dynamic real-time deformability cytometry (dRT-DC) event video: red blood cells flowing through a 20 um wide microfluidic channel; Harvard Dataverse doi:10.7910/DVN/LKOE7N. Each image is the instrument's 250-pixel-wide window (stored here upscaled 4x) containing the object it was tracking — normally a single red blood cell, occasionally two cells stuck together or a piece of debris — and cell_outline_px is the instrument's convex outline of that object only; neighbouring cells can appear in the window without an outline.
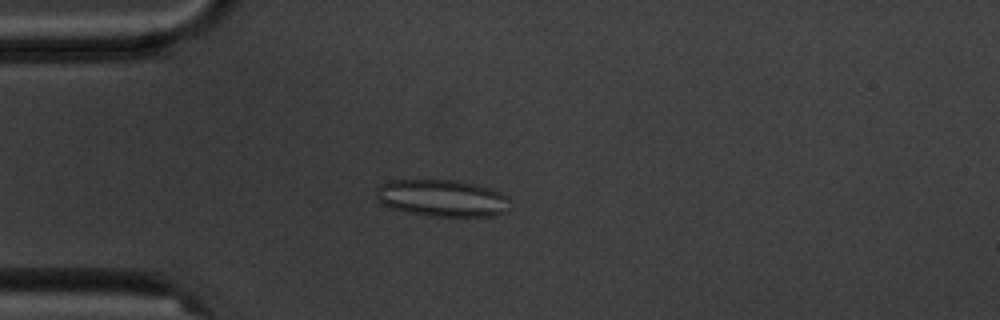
{"species": "common noctule bat (a hibernating species)", "species_latin": "Nyctalus noctula", "temperature_condition": "cold", "stored_images_in_passage": 4, "camera_frame_rate_fps": 3000, "um_per_image_px": 0.085, "animal": {"sex": "male", "body_mass_g": 20.1, "forearm_length_mm": 53.5}, "frame": {"image": 1, "passage_image": 4, "time_ms": 3.333, "image_size_px": [1000, 320], "cell_outline_px": [[508, 212], [492, 216], [432, 216], [392, 208], [384, 204], [376, 196], [376, 188], [380, 184], [388, 180], [452, 180], [476, 184], [492, 188], [500, 192], [508, 200]], "centroid_in_image_um": [37.59, 16.83], "position_along_channel_um": 47.4, "area_um2": 28.61}}